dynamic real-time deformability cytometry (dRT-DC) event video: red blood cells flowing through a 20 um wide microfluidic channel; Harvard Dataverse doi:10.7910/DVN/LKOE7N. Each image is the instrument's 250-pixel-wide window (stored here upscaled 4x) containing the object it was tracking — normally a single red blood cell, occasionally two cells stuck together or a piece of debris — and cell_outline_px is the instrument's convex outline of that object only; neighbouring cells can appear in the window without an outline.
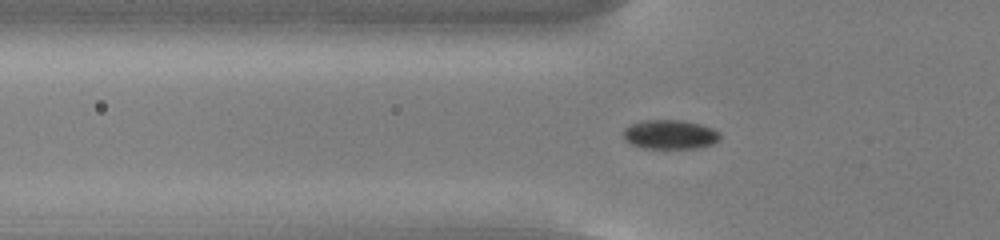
{"species": "common noctule bat (a hibernating species)", "species_latin": "Nyctalus noctula", "temperature_condition": "cold", "stored_images_in_passage": 55, "camera_frame_rate_fps": 3000, "um_per_image_px": 0.085, "animal": {"sex": "male", "body_mass_g": 13.0, "forearm_length_mm": 53.1}, "frame": {"image": 1, "passage_image": 19, "time_ms": 6.0, "image_size_px": [1000, 240], "cell_outline_px": [[720, 140], [712, 144], [696, 148], [644, 148], [632, 144], [624, 140], [624, 128], [632, 124], [644, 120], [684, 120], [700, 124], [712, 128], [720, 132]], "centroid_in_image_um": [56.97, 11.43], "position_along_channel_um": 68.8, "area_um2": 16.47}}
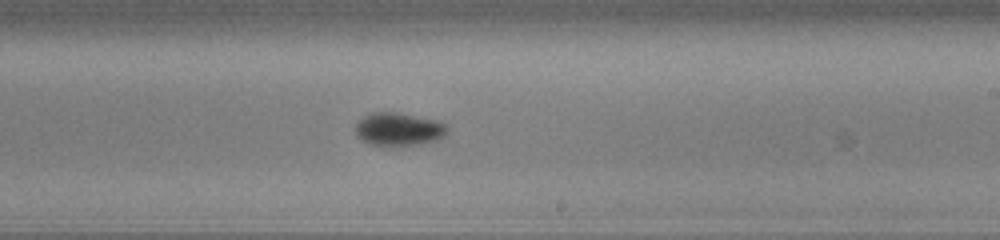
{"frame": {"image": 2, "passage_image": 34, "time_ms": 11.0, "image_size_px": [1000, 240], "cell_outline_px": [[448, 128], [444, 136], [436, 140], [420, 144], [396, 148], [388, 148], [368, 144], [360, 140], [356, 136], [356, 124], [364, 116], [372, 112], [392, 112], [436, 120], [444, 124]], "centroid_in_image_um": [33.83, 11.04], "position_along_channel_um": 255.2, "area_um2": 18.09}}
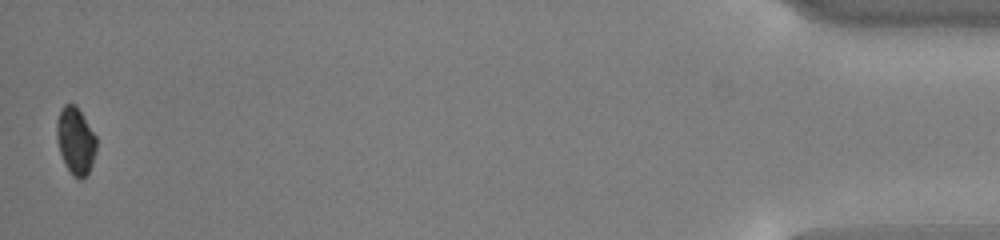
{"frame": {"image": 3, "passage_image": 55, "time_ms": 18.0, "image_size_px": [1000, 240], "cell_outline_px": [[96, 152], [92, 164], [88, 172], [80, 180], [72, 176], [64, 164], [56, 140], [56, 120], [60, 108], [64, 104], [76, 104], [96, 136]], "centroid_in_image_um": [6.4, 11.95], "position_along_channel_um": 428.8, "area_um2": 15.78}, "authors_computed_cell_mechanics": {"area_um2": 16.473, "velocity_mm_per_s": 3.7491, "shape_relaxation_time_tau1_ms": 2.0405, "shape_relaxation_time_tau2_ms": null, "deformation_change_tau1": 0.0634, "deformation_change_tau2": null}}